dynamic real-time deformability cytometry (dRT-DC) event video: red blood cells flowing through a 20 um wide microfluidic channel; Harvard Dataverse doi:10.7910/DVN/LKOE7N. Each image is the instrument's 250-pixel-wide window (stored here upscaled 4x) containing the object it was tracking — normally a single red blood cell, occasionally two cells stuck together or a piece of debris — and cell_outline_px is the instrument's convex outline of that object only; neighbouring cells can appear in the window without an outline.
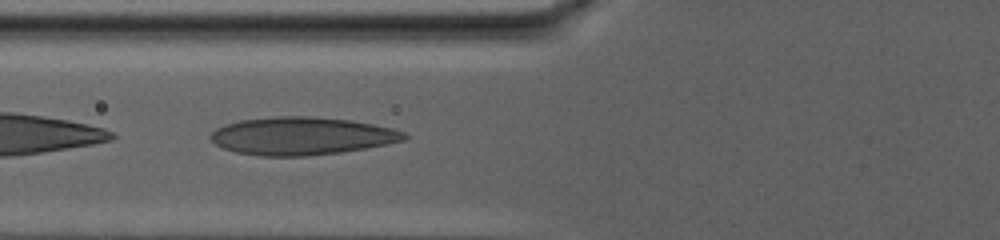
{"species": "human", "species_latin": "Homo sapiens", "temperature_condition": "warm", "stored_images_in_passage": 47, "camera_frame_rate_fps": 3000, "um_per_image_px": 0.085, "donor": {"sex": "male"}, "frame": {"image": 1, "passage_image": 4, "time_ms": 1.0, "image_size_px": [1000, 240], "cell_outline_px": [[408, 140], [388, 144], [340, 152], [308, 156], [260, 156], [236, 152], [224, 148], [216, 144], [208, 136], [216, 128], [224, 124], [240, 120], [272, 116], [312, 116], [352, 120], [392, 128], [404, 132], [408, 136]], "centroid_in_image_um": [25.64, 11.55], "position_along_channel_um": 100.2, "area_um2": 42.89}}
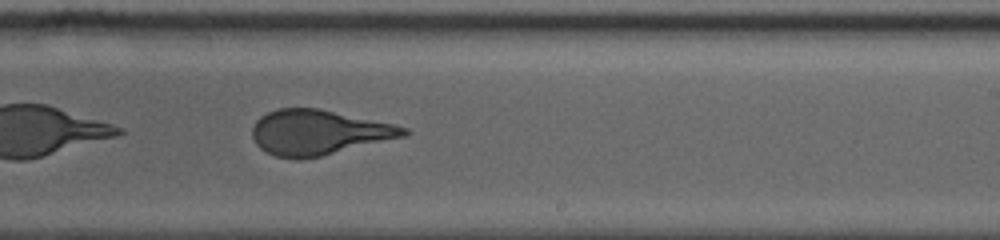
{"frame": {"image": 2, "passage_image": 21, "time_ms": 6.667, "image_size_px": [1000, 240], "cell_outline_px": [[408, 136], [320, 156], [296, 160], [276, 156], [260, 148], [256, 144], [252, 136], [252, 128], [256, 120], [260, 116], [276, 108], [320, 108], [392, 124], [408, 128]], "centroid_in_image_um": [27.06, 11.25], "position_along_channel_um": 261.9, "area_um2": 39.71}}
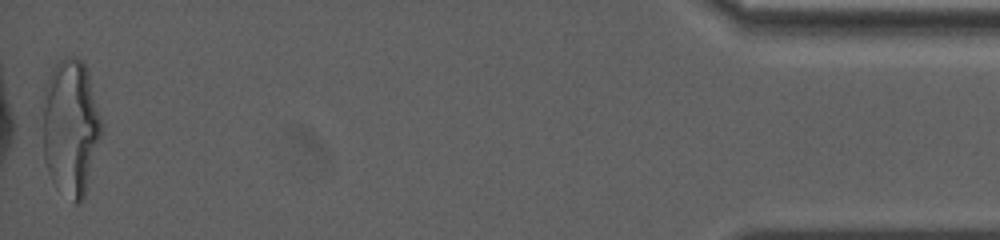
{"frame": {"image": 3, "passage_image": 47, "time_ms": 15.333, "image_size_px": [1000, 240], "cell_outline_px": [[100, 136], [84, 196], [80, 204], [76, 204], [52, 180], [48, 172], [44, 160], [44, 88], [56, 64], [60, 60], [68, 56], [76, 56], [84, 64], [88, 72], [100, 116]], "centroid_in_image_um": [6.0, 10.8], "position_along_channel_um": 429.2, "area_um2": 45.49}, "authors_computed_cell_mechanics": {"area_um2": 40.4022, "velocity_mm_per_s": 2.855, "shape_relaxation_time_tau1_ms": 11.2736, "shape_relaxation_time_tau2_ms": 1.0731, "deformation_change_tau1": 0.301, "deformation_change_tau2": 0.0998}}